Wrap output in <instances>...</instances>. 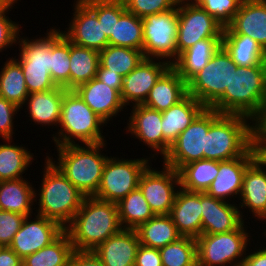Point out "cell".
Wrapping results in <instances>:
<instances>
[{"instance_id":"c3c4849f","label":"cell","mask_w":266,"mask_h":266,"mask_svg":"<svg viewBox=\"0 0 266 266\" xmlns=\"http://www.w3.org/2000/svg\"><path fill=\"white\" fill-rule=\"evenodd\" d=\"M20 108H18L13 103L7 101L3 97L0 96V137L1 139H13L14 134V117L17 112H19Z\"/></svg>"},{"instance_id":"1f68e13d","label":"cell","mask_w":266,"mask_h":266,"mask_svg":"<svg viewBox=\"0 0 266 266\" xmlns=\"http://www.w3.org/2000/svg\"><path fill=\"white\" fill-rule=\"evenodd\" d=\"M43 38L29 40L28 37L18 35L19 56L17 62H30V65L46 66L51 75V45L63 34L60 29L50 28ZM21 37V38H20Z\"/></svg>"},{"instance_id":"d590c367","label":"cell","mask_w":266,"mask_h":266,"mask_svg":"<svg viewBox=\"0 0 266 266\" xmlns=\"http://www.w3.org/2000/svg\"><path fill=\"white\" fill-rule=\"evenodd\" d=\"M12 141L4 139L6 144H0V181L23 178L22 174L34 160V154L28 151V148L16 145Z\"/></svg>"},{"instance_id":"52a82bcc","label":"cell","mask_w":266,"mask_h":266,"mask_svg":"<svg viewBox=\"0 0 266 266\" xmlns=\"http://www.w3.org/2000/svg\"><path fill=\"white\" fill-rule=\"evenodd\" d=\"M244 224L230 232L201 234L196 239L198 266H242L251 238Z\"/></svg>"},{"instance_id":"d6986e66","label":"cell","mask_w":266,"mask_h":266,"mask_svg":"<svg viewBox=\"0 0 266 266\" xmlns=\"http://www.w3.org/2000/svg\"><path fill=\"white\" fill-rule=\"evenodd\" d=\"M233 203L201 192L202 234L230 232L245 223L243 211L237 206L238 204Z\"/></svg>"},{"instance_id":"30bf717a","label":"cell","mask_w":266,"mask_h":266,"mask_svg":"<svg viewBox=\"0 0 266 266\" xmlns=\"http://www.w3.org/2000/svg\"><path fill=\"white\" fill-rule=\"evenodd\" d=\"M145 58L163 59L172 64L178 58V4L174 9L142 19Z\"/></svg>"},{"instance_id":"9c48e42d","label":"cell","mask_w":266,"mask_h":266,"mask_svg":"<svg viewBox=\"0 0 266 266\" xmlns=\"http://www.w3.org/2000/svg\"><path fill=\"white\" fill-rule=\"evenodd\" d=\"M154 155L156 153L152 154V157L133 160L110 156L105 163L98 191L94 197L118 203L138 188L140 177L150 165Z\"/></svg>"},{"instance_id":"7402d4cb","label":"cell","mask_w":266,"mask_h":266,"mask_svg":"<svg viewBox=\"0 0 266 266\" xmlns=\"http://www.w3.org/2000/svg\"><path fill=\"white\" fill-rule=\"evenodd\" d=\"M169 215L181 236L197 239L202 234L201 192L180 187Z\"/></svg>"},{"instance_id":"e0dca14e","label":"cell","mask_w":266,"mask_h":266,"mask_svg":"<svg viewBox=\"0 0 266 266\" xmlns=\"http://www.w3.org/2000/svg\"><path fill=\"white\" fill-rule=\"evenodd\" d=\"M130 117L126 126L127 133L135 136L153 152L162 158L169 152L171 144L163 137L161 121L162 112L148 108L144 105L132 106Z\"/></svg>"},{"instance_id":"680465c9","label":"cell","mask_w":266,"mask_h":266,"mask_svg":"<svg viewBox=\"0 0 266 266\" xmlns=\"http://www.w3.org/2000/svg\"><path fill=\"white\" fill-rule=\"evenodd\" d=\"M13 4L8 0H0V16L9 14L7 13L10 9H13Z\"/></svg>"},{"instance_id":"681fc988","label":"cell","mask_w":266,"mask_h":266,"mask_svg":"<svg viewBox=\"0 0 266 266\" xmlns=\"http://www.w3.org/2000/svg\"><path fill=\"white\" fill-rule=\"evenodd\" d=\"M21 25L12 21L8 15L0 16V52L7 48L16 45L18 35L21 33ZM8 46V47H7Z\"/></svg>"},{"instance_id":"4316f807","label":"cell","mask_w":266,"mask_h":266,"mask_svg":"<svg viewBox=\"0 0 266 266\" xmlns=\"http://www.w3.org/2000/svg\"><path fill=\"white\" fill-rule=\"evenodd\" d=\"M109 45L143 48V23L140 17L127 11L123 0H114V27Z\"/></svg>"},{"instance_id":"94428289","label":"cell","mask_w":266,"mask_h":266,"mask_svg":"<svg viewBox=\"0 0 266 266\" xmlns=\"http://www.w3.org/2000/svg\"><path fill=\"white\" fill-rule=\"evenodd\" d=\"M8 1L15 6V3H17L18 0H8Z\"/></svg>"},{"instance_id":"f1b7e54d","label":"cell","mask_w":266,"mask_h":266,"mask_svg":"<svg viewBox=\"0 0 266 266\" xmlns=\"http://www.w3.org/2000/svg\"><path fill=\"white\" fill-rule=\"evenodd\" d=\"M221 45L222 38L202 39L182 52L171 66L188 82L207 65Z\"/></svg>"},{"instance_id":"3957f363","label":"cell","mask_w":266,"mask_h":266,"mask_svg":"<svg viewBox=\"0 0 266 266\" xmlns=\"http://www.w3.org/2000/svg\"><path fill=\"white\" fill-rule=\"evenodd\" d=\"M45 159L41 188L39 192L35 189L34 193L35 202L39 205L35 211L58 222L65 229L72 222L85 196L47 156Z\"/></svg>"},{"instance_id":"9f6ffc18","label":"cell","mask_w":266,"mask_h":266,"mask_svg":"<svg viewBox=\"0 0 266 266\" xmlns=\"http://www.w3.org/2000/svg\"><path fill=\"white\" fill-rule=\"evenodd\" d=\"M0 266H23V259L10 247H0Z\"/></svg>"},{"instance_id":"f6af8a7d","label":"cell","mask_w":266,"mask_h":266,"mask_svg":"<svg viewBox=\"0 0 266 266\" xmlns=\"http://www.w3.org/2000/svg\"><path fill=\"white\" fill-rule=\"evenodd\" d=\"M125 8L141 19L174 9L179 0H123Z\"/></svg>"},{"instance_id":"8992f818","label":"cell","mask_w":266,"mask_h":266,"mask_svg":"<svg viewBox=\"0 0 266 266\" xmlns=\"http://www.w3.org/2000/svg\"><path fill=\"white\" fill-rule=\"evenodd\" d=\"M249 120L241 115L221 114L206 134L204 159L228 161L241 157L253 145Z\"/></svg>"},{"instance_id":"60d3db41","label":"cell","mask_w":266,"mask_h":266,"mask_svg":"<svg viewBox=\"0 0 266 266\" xmlns=\"http://www.w3.org/2000/svg\"><path fill=\"white\" fill-rule=\"evenodd\" d=\"M159 252L163 266H198L197 242L189 236L179 237Z\"/></svg>"},{"instance_id":"ffe728a7","label":"cell","mask_w":266,"mask_h":266,"mask_svg":"<svg viewBox=\"0 0 266 266\" xmlns=\"http://www.w3.org/2000/svg\"><path fill=\"white\" fill-rule=\"evenodd\" d=\"M223 34L248 35L266 51V0H242Z\"/></svg>"},{"instance_id":"b9f144b4","label":"cell","mask_w":266,"mask_h":266,"mask_svg":"<svg viewBox=\"0 0 266 266\" xmlns=\"http://www.w3.org/2000/svg\"><path fill=\"white\" fill-rule=\"evenodd\" d=\"M70 41L62 34L51 45V78L57 86L70 90Z\"/></svg>"},{"instance_id":"4dcf8cb0","label":"cell","mask_w":266,"mask_h":266,"mask_svg":"<svg viewBox=\"0 0 266 266\" xmlns=\"http://www.w3.org/2000/svg\"><path fill=\"white\" fill-rule=\"evenodd\" d=\"M135 230L141 245L155 249H161L181 237L169 214L154 215Z\"/></svg>"},{"instance_id":"f546056e","label":"cell","mask_w":266,"mask_h":266,"mask_svg":"<svg viewBox=\"0 0 266 266\" xmlns=\"http://www.w3.org/2000/svg\"><path fill=\"white\" fill-rule=\"evenodd\" d=\"M26 178L0 181V210L32 215L35 189Z\"/></svg>"},{"instance_id":"603a6c76","label":"cell","mask_w":266,"mask_h":266,"mask_svg":"<svg viewBox=\"0 0 266 266\" xmlns=\"http://www.w3.org/2000/svg\"><path fill=\"white\" fill-rule=\"evenodd\" d=\"M257 157L246 169L242 190L239 196V208H249L254 218L266 220V166ZM251 210V211H250Z\"/></svg>"},{"instance_id":"484cf974","label":"cell","mask_w":266,"mask_h":266,"mask_svg":"<svg viewBox=\"0 0 266 266\" xmlns=\"http://www.w3.org/2000/svg\"><path fill=\"white\" fill-rule=\"evenodd\" d=\"M66 89L57 86L52 90L30 93L26 99L28 117L37 125L59 127L61 107Z\"/></svg>"},{"instance_id":"bcb514c9","label":"cell","mask_w":266,"mask_h":266,"mask_svg":"<svg viewBox=\"0 0 266 266\" xmlns=\"http://www.w3.org/2000/svg\"><path fill=\"white\" fill-rule=\"evenodd\" d=\"M26 216L0 210V247H9Z\"/></svg>"},{"instance_id":"db71d44e","label":"cell","mask_w":266,"mask_h":266,"mask_svg":"<svg viewBox=\"0 0 266 266\" xmlns=\"http://www.w3.org/2000/svg\"><path fill=\"white\" fill-rule=\"evenodd\" d=\"M253 139H266V101L258 116L252 121Z\"/></svg>"},{"instance_id":"5b68a950","label":"cell","mask_w":266,"mask_h":266,"mask_svg":"<svg viewBox=\"0 0 266 266\" xmlns=\"http://www.w3.org/2000/svg\"><path fill=\"white\" fill-rule=\"evenodd\" d=\"M59 126L60 130L52 135L55 146L106 142L101 130L106 123L74 90L64 91Z\"/></svg>"},{"instance_id":"83f0119b","label":"cell","mask_w":266,"mask_h":266,"mask_svg":"<svg viewBox=\"0 0 266 266\" xmlns=\"http://www.w3.org/2000/svg\"><path fill=\"white\" fill-rule=\"evenodd\" d=\"M206 107L187 94L177 104L162 112L163 137L172 144Z\"/></svg>"},{"instance_id":"e575fe53","label":"cell","mask_w":266,"mask_h":266,"mask_svg":"<svg viewBox=\"0 0 266 266\" xmlns=\"http://www.w3.org/2000/svg\"><path fill=\"white\" fill-rule=\"evenodd\" d=\"M14 58L6 60L0 71V96L23 109L29 92L21 65Z\"/></svg>"},{"instance_id":"4fadbf2b","label":"cell","mask_w":266,"mask_h":266,"mask_svg":"<svg viewBox=\"0 0 266 266\" xmlns=\"http://www.w3.org/2000/svg\"><path fill=\"white\" fill-rule=\"evenodd\" d=\"M151 168L142 173L138 187L155 215L169 214L181 187L179 173L164 164L161 171Z\"/></svg>"},{"instance_id":"d4e9b609","label":"cell","mask_w":266,"mask_h":266,"mask_svg":"<svg viewBox=\"0 0 266 266\" xmlns=\"http://www.w3.org/2000/svg\"><path fill=\"white\" fill-rule=\"evenodd\" d=\"M187 95V82L170 66L150 90L144 106L163 112Z\"/></svg>"},{"instance_id":"6da1fadb","label":"cell","mask_w":266,"mask_h":266,"mask_svg":"<svg viewBox=\"0 0 266 266\" xmlns=\"http://www.w3.org/2000/svg\"><path fill=\"white\" fill-rule=\"evenodd\" d=\"M122 229L117 203L85 196L65 231L70 236L74 250L93 251Z\"/></svg>"},{"instance_id":"7a4b0ae2","label":"cell","mask_w":266,"mask_h":266,"mask_svg":"<svg viewBox=\"0 0 266 266\" xmlns=\"http://www.w3.org/2000/svg\"><path fill=\"white\" fill-rule=\"evenodd\" d=\"M266 101L264 62L251 67H237L229 88L210 107L220 114L241 115L253 121Z\"/></svg>"},{"instance_id":"f5cc1de1","label":"cell","mask_w":266,"mask_h":266,"mask_svg":"<svg viewBox=\"0 0 266 266\" xmlns=\"http://www.w3.org/2000/svg\"><path fill=\"white\" fill-rule=\"evenodd\" d=\"M96 79L121 93L123 87V77L117 72H108V69L98 65Z\"/></svg>"},{"instance_id":"8d00e7d4","label":"cell","mask_w":266,"mask_h":266,"mask_svg":"<svg viewBox=\"0 0 266 266\" xmlns=\"http://www.w3.org/2000/svg\"><path fill=\"white\" fill-rule=\"evenodd\" d=\"M73 244L69 234L64 231L50 245L23 259V266H69Z\"/></svg>"},{"instance_id":"cb8c5ba5","label":"cell","mask_w":266,"mask_h":266,"mask_svg":"<svg viewBox=\"0 0 266 266\" xmlns=\"http://www.w3.org/2000/svg\"><path fill=\"white\" fill-rule=\"evenodd\" d=\"M139 245L136 230L122 229L101 243L93 252L104 266H134Z\"/></svg>"},{"instance_id":"ba28073f","label":"cell","mask_w":266,"mask_h":266,"mask_svg":"<svg viewBox=\"0 0 266 266\" xmlns=\"http://www.w3.org/2000/svg\"><path fill=\"white\" fill-rule=\"evenodd\" d=\"M237 67L221 45L207 65L187 82V94L210 108L229 88Z\"/></svg>"},{"instance_id":"9a60e30c","label":"cell","mask_w":266,"mask_h":266,"mask_svg":"<svg viewBox=\"0 0 266 266\" xmlns=\"http://www.w3.org/2000/svg\"><path fill=\"white\" fill-rule=\"evenodd\" d=\"M73 6V17L67 32L62 30L63 35L77 46L102 51L109 45V39L96 13L83 0H75Z\"/></svg>"},{"instance_id":"ab89813d","label":"cell","mask_w":266,"mask_h":266,"mask_svg":"<svg viewBox=\"0 0 266 266\" xmlns=\"http://www.w3.org/2000/svg\"><path fill=\"white\" fill-rule=\"evenodd\" d=\"M144 59L143 51L129 47L108 45L99 52V65L122 77L128 75Z\"/></svg>"},{"instance_id":"ac0fdd59","label":"cell","mask_w":266,"mask_h":266,"mask_svg":"<svg viewBox=\"0 0 266 266\" xmlns=\"http://www.w3.org/2000/svg\"><path fill=\"white\" fill-rule=\"evenodd\" d=\"M257 158L254 145H252L241 157L219 161V173L211 183L206 193L214 198L231 201L240 196L243 184V176L247 167ZM228 199V200H227Z\"/></svg>"},{"instance_id":"7dc6e473","label":"cell","mask_w":266,"mask_h":266,"mask_svg":"<svg viewBox=\"0 0 266 266\" xmlns=\"http://www.w3.org/2000/svg\"><path fill=\"white\" fill-rule=\"evenodd\" d=\"M97 15L103 32L109 39L114 27V0H83Z\"/></svg>"},{"instance_id":"5bb4252c","label":"cell","mask_w":266,"mask_h":266,"mask_svg":"<svg viewBox=\"0 0 266 266\" xmlns=\"http://www.w3.org/2000/svg\"><path fill=\"white\" fill-rule=\"evenodd\" d=\"M26 216L20 230L15 234L10 248L22 259L50 245L65 229L56 221L42 215Z\"/></svg>"},{"instance_id":"6f0895ef","label":"cell","mask_w":266,"mask_h":266,"mask_svg":"<svg viewBox=\"0 0 266 266\" xmlns=\"http://www.w3.org/2000/svg\"><path fill=\"white\" fill-rule=\"evenodd\" d=\"M253 145L255 147L257 157L266 166V139H253Z\"/></svg>"},{"instance_id":"816d5d0a","label":"cell","mask_w":266,"mask_h":266,"mask_svg":"<svg viewBox=\"0 0 266 266\" xmlns=\"http://www.w3.org/2000/svg\"><path fill=\"white\" fill-rule=\"evenodd\" d=\"M69 266H104V264L93 251L74 250Z\"/></svg>"},{"instance_id":"7c38bea8","label":"cell","mask_w":266,"mask_h":266,"mask_svg":"<svg viewBox=\"0 0 266 266\" xmlns=\"http://www.w3.org/2000/svg\"><path fill=\"white\" fill-rule=\"evenodd\" d=\"M223 26L203 8L191 0L178 2V56L196 42L208 38H222Z\"/></svg>"},{"instance_id":"f907efd6","label":"cell","mask_w":266,"mask_h":266,"mask_svg":"<svg viewBox=\"0 0 266 266\" xmlns=\"http://www.w3.org/2000/svg\"><path fill=\"white\" fill-rule=\"evenodd\" d=\"M134 266H163L159 249L139 245Z\"/></svg>"},{"instance_id":"11a10c76","label":"cell","mask_w":266,"mask_h":266,"mask_svg":"<svg viewBox=\"0 0 266 266\" xmlns=\"http://www.w3.org/2000/svg\"><path fill=\"white\" fill-rule=\"evenodd\" d=\"M242 266H266V247L261 246L256 251L246 253Z\"/></svg>"},{"instance_id":"7bdbcfd3","label":"cell","mask_w":266,"mask_h":266,"mask_svg":"<svg viewBox=\"0 0 266 266\" xmlns=\"http://www.w3.org/2000/svg\"><path fill=\"white\" fill-rule=\"evenodd\" d=\"M213 16L223 27H227L238 12L242 0H191Z\"/></svg>"},{"instance_id":"d6a6232c","label":"cell","mask_w":266,"mask_h":266,"mask_svg":"<svg viewBox=\"0 0 266 266\" xmlns=\"http://www.w3.org/2000/svg\"><path fill=\"white\" fill-rule=\"evenodd\" d=\"M222 46L238 67H251L264 62L265 50L243 34H222Z\"/></svg>"},{"instance_id":"44dd1931","label":"cell","mask_w":266,"mask_h":266,"mask_svg":"<svg viewBox=\"0 0 266 266\" xmlns=\"http://www.w3.org/2000/svg\"><path fill=\"white\" fill-rule=\"evenodd\" d=\"M74 91L106 125L124 111L120 93L96 78L77 86Z\"/></svg>"},{"instance_id":"277c9868","label":"cell","mask_w":266,"mask_h":266,"mask_svg":"<svg viewBox=\"0 0 266 266\" xmlns=\"http://www.w3.org/2000/svg\"><path fill=\"white\" fill-rule=\"evenodd\" d=\"M82 145L55 146L58 161L47 157L84 196H94L109 158L101 153L106 143Z\"/></svg>"},{"instance_id":"2e32d148","label":"cell","mask_w":266,"mask_h":266,"mask_svg":"<svg viewBox=\"0 0 266 266\" xmlns=\"http://www.w3.org/2000/svg\"><path fill=\"white\" fill-rule=\"evenodd\" d=\"M170 66L171 64L166 60L145 58L123 77L120 96L124 106L143 105L156 81Z\"/></svg>"},{"instance_id":"74e56055","label":"cell","mask_w":266,"mask_h":266,"mask_svg":"<svg viewBox=\"0 0 266 266\" xmlns=\"http://www.w3.org/2000/svg\"><path fill=\"white\" fill-rule=\"evenodd\" d=\"M99 52L70 42V90L96 78Z\"/></svg>"},{"instance_id":"8fae6325","label":"cell","mask_w":266,"mask_h":266,"mask_svg":"<svg viewBox=\"0 0 266 266\" xmlns=\"http://www.w3.org/2000/svg\"><path fill=\"white\" fill-rule=\"evenodd\" d=\"M221 114L206 108L171 144L163 164L177 172L188 163L204 159L206 134L210 125Z\"/></svg>"},{"instance_id":"836d02e7","label":"cell","mask_w":266,"mask_h":266,"mask_svg":"<svg viewBox=\"0 0 266 266\" xmlns=\"http://www.w3.org/2000/svg\"><path fill=\"white\" fill-rule=\"evenodd\" d=\"M180 186L190 192H206L219 173V161L201 159L184 165L179 171Z\"/></svg>"},{"instance_id":"f35d334b","label":"cell","mask_w":266,"mask_h":266,"mask_svg":"<svg viewBox=\"0 0 266 266\" xmlns=\"http://www.w3.org/2000/svg\"><path fill=\"white\" fill-rule=\"evenodd\" d=\"M117 206L123 229L135 230L155 215L139 187L121 199Z\"/></svg>"},{"instance_id":"ee69618b","label":"cell","mask_w":266,"mask_h":266,"mask_svg":"<svg viewBox=\"0 0 266 266\" xmlns=\"http://www.w3.org/2000/svg\"><path fill=\"white\" fill-rule=\"evenodd\" d=\"M25 76L27 90L30 93L52 90L57 87L46 66L30 65V62H18Z\"/></svg>"},{"instance_id":"91938a15","label":"cell","mask_w":266,"mask_h":266,"mask_svg":"<svg viewBox=\"0 0 266 266\" xmlns=\"http://www.w3.org/2000/svg\"><path fill=\"white\" fill-rule=\"evenodd\" d=\"M264 66H265V73H266V51H265V55H264Z\"/></svg>"}]
</instances>
